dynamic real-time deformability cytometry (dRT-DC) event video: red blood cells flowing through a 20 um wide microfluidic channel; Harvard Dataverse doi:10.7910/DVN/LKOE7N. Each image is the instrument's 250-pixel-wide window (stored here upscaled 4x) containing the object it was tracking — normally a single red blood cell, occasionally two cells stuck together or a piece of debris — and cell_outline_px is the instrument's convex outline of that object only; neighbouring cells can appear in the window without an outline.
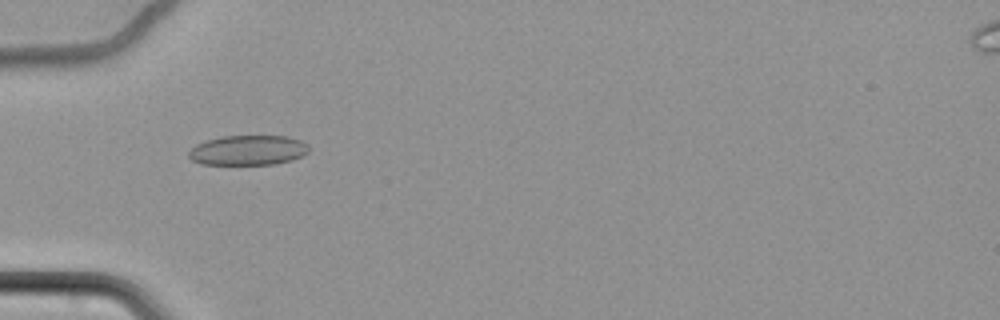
{"species": "common noctule bat (a hibernating species)", "species_latin": "Nyctalus noctula", "temperature_condition": "cold", "stored_images_in_passage": 62, "camera_frame_rate_fps": 3000, "um_per_image_px": 0.085, "animal": {"sex": "female", "body_mass_g": 22.7, "forearm_length_mm": 54.2}, "frame": {"image": 1, "passage_image": 22, "time_ms": 7.0, "image_size_px": [1000, 320], "cell_outline_px": [[308, 152], [304, 156], [292, 160], [276, 164], [200, 164], [192, 160], [188, 156], [188, 152], [196, 144], [220, 136], [288, 136], [300, 140], [308, 144]], "centroid_in_image_um": [21.1, 12.77], "position_along_channel_um": 63.9, "area_um2": 21.04}}
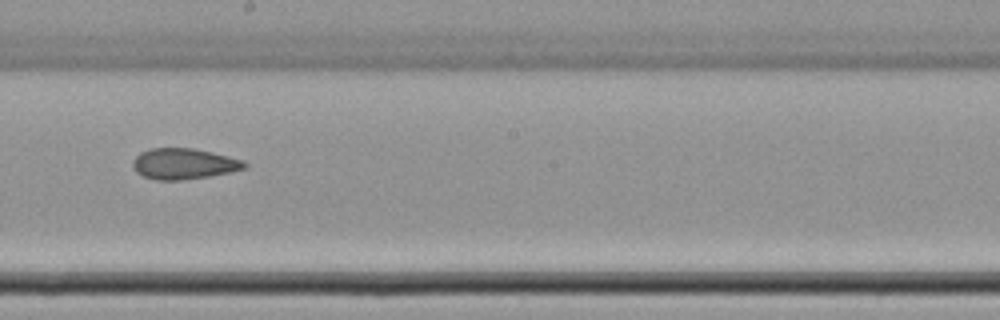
{"frame": {"image": 2, "passage_image": 37, "time_ms": 12.0, "image_size_px": [1000, 320], "cell_outline_px": [[248, 168], [208, 176], [180, 180], [156, 180], [144, 176], [136, 172], [132, 164], [132, 160], [140, 152], [148, 148], [192, 148], [212, 152], [244, 160], [248, 164]], "centroid_in_image_um": [15.62, 13.91], "position_along_channel_um": 232.6, "area_um2": 20.11}}
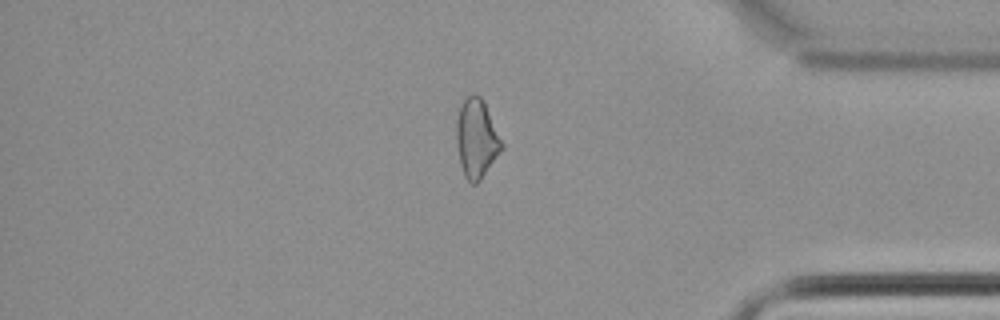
{"frame": {"image": 3, "passage_image": 53, "time_ms": 17.333, "image_size_px": [1000, 320], "cell_outline_px": [[504, 148], [480, 180], [476, 184], [472, 184], [464, 176], [460, 164], [456, 144], [456, 120], [460, 104], [468, 96], [480, 96], [484, 100], [504, 144]], "centroid_in_image_um": [40.51, 11.78], "position_along_channel_um": 394.7, "area_um2": 20.98}, "authors_computed_cell_mechanics": {"area_um2": 21.1259, "velocity_mm_per_s": 3.4612, "shape_relaxation_time_tau1_ms": null, "shape_relaxation_time_tau2_ms": 5.199, "deformation_change_tau1": null, "deformation_change_tau2": 0.0981}}